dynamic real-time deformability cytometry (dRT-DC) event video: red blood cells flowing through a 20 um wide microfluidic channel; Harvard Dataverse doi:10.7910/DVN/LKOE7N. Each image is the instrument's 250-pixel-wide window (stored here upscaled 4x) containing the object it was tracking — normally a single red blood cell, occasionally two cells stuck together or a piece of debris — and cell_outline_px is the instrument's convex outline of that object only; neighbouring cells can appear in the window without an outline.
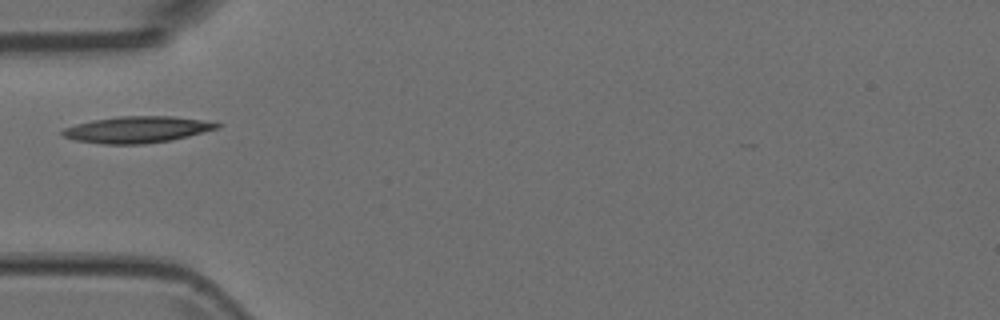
{"species": "Egyptian fruit bat (a non-hibernating species)", "species_latin": "Rousettus aegyptiacus", "temperature_condition": "room temperature", "stored_images_in_passage": 1, "camera_frame_rate_fps": 3000, "um_per_image_px": 0.085, "animal": {"sex": "female"}, "frame": {"image": 1, "passage_image": 1, "time_ms": 0.0, "image_size_px": [1000, 320], "cell_outline_px": [[224, 124], [220, 128], [172, 140], [144, 144], [104, 144], [76, 140], [64, 136], [60, 132], [64, 128], [76, 124], [92, 120], [116, 116], [172, 116], [200, 120]], "centroid_in_image_um": [11.67, 11.01], "position_along_channel_um": 73.3, "area_um2": 23.81}}